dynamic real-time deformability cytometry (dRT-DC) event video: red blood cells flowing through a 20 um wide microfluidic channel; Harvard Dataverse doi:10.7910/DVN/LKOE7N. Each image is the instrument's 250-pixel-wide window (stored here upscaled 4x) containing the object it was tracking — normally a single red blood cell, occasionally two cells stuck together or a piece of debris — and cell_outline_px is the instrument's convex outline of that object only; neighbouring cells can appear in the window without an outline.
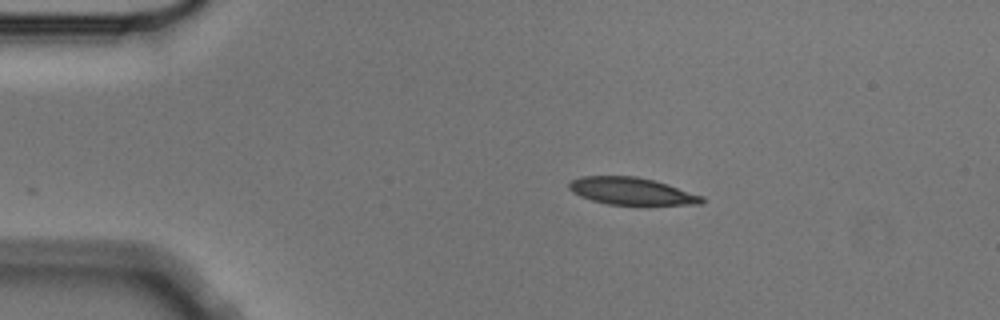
{"species": "Egyptian fruit bat (a non-hibernating species)", "species_latin": "Rousettus aegyptiacus", "temperature_condition": "cold", "stored_images_in_passage": 2, "camera_frame_rate_fps": 3000, "um_per_image_px": 0.085, "animal": {"sex": "male"}, "frame": {"image": 1, "passage_image": 2, "time_ms": 0.333, "image_size_px": [1000, 320], "cell_outline_px": [[704, 204], [608, 204], [592, 200], [580, 196], [572, 192], [568, 188], [568, 184], [572, 180], [580, 176], [636, 176], [668, 184], [704, 196]], "centroid_in_image_um": [53.67, 16.24], "position_along_channel_um": 31.3, "area_um2": 20.92}}